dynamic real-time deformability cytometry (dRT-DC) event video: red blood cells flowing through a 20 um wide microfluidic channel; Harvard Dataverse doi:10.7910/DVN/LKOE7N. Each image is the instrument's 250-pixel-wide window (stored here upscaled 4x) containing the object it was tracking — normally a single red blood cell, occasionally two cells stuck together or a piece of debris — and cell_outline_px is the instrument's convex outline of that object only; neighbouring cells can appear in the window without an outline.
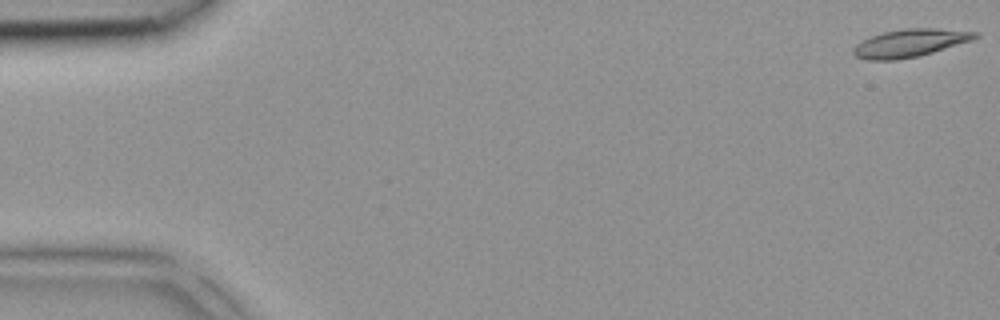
{"species": "common noctule bat (a hibernating species)", "species_latin": "Nyctalus noctula", "temperature_condition": "room temperature", "stored_images_in_passage": 43, "camera_frame_rate_fps": 3000, "um_per_image_px": 0.085, "animal": {"sex": "female", "body_mass_g": 18.4}, "frame": {"image": 1, "passage_image": 1, "time_ms": 0.0, "image_size_px": [1000, 320], "cell_outline_px": [[980, 36], [972, 40], [920, 56], [896, 60], [864, 60], [856, 56], [852, 52], [852, 48], [856, 44], [872, 36], [884, 32], [904, 28], [936, 28], [980, 32]], "centroid_in_image_um": [77.36, 3.66], "position_along_channel_um": 7.6, "area_um2": 19.83}}
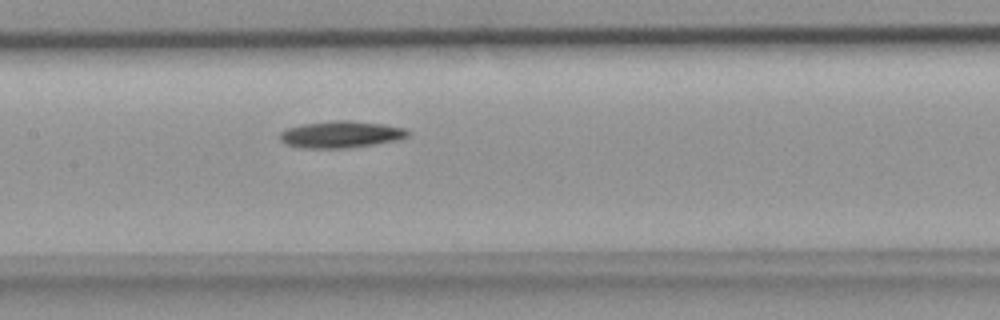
{"frame": {"image": 2, "passage_image": 21, "time_ms": 6.667, "image_size_px": [1000, 320], "cell_outline_px": [[412, 132], [404, 140], [352, 148], [300, 148], [288, 144], [280, 140], [280, 132], [288, 128], [304, 124], [336, 120], [352, 120], [384, 124], [404, 128]], "centroid_in_image_um": [29.08, 11.43], "position_along_channel_um": 178.3, "area_um2": 20.35}}
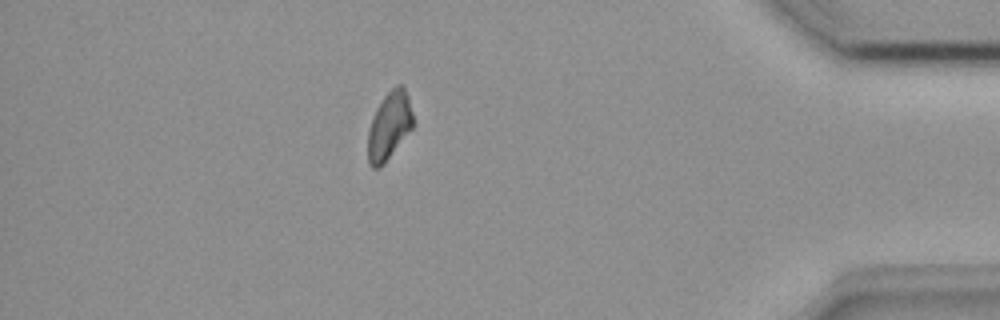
{"frame": {"image": 3, "passage_image": 38, "time_ms": 12.333, "image_size_px": [1000, 320], "cell_outline_px": [[416, 124], [384, 164], [380, 168], [372, 168], [368, 164], [368, 128], [372, 116], [376, 108], [384, 96], [396, 84], [400, 84], [404, 88], [408, 96]], "centroid_in_image_um": [33.09, 10.7], "position_along_channel_um": 402.1, "area_um2": 18.21}}